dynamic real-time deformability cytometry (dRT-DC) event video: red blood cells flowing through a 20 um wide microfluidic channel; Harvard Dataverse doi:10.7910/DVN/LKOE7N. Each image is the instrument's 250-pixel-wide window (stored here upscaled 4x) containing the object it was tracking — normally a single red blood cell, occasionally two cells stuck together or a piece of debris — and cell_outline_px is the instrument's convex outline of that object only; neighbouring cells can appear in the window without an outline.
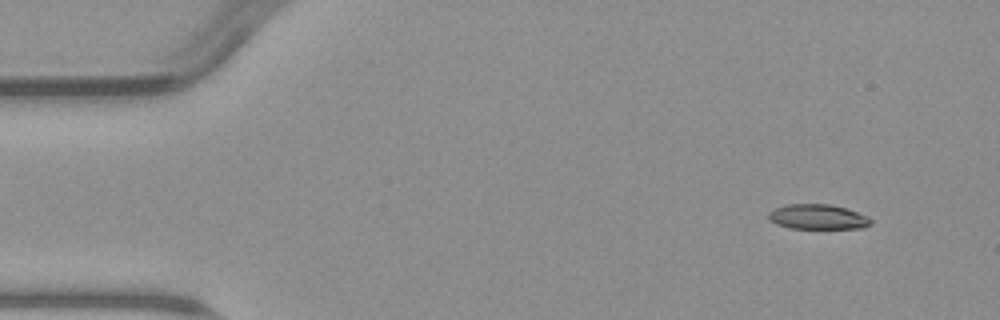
{"species": "common noctule bat (a hibernating species)", "species_latin": "Nyctalus noctula", "temperature_condition": "warm", "stored_images_in_passage": 4, "camera_frame_rate_fps": 3000, "um_per_image_px": 0.085, "animal": {"sex": "male", "body_mass_g": 23.1, "forearm_length_mm": 52.7}, "frame": {"image": 1, "passage_image": 1, "time_ms": 0.0, "image_size_px": [1000, 320], "cell_outline_px": [[872, 224], [864, 228], [788, 228], [776, 224], [768, 220], [768, 212], [776, 208], [788, 204], [828, 204], [844, 208], [868, 216], [872, 220]], "centroid_in_image_um": [69.5, 18.44], "position_along_channel_um": 15.5, "area_um2": 14.85}}
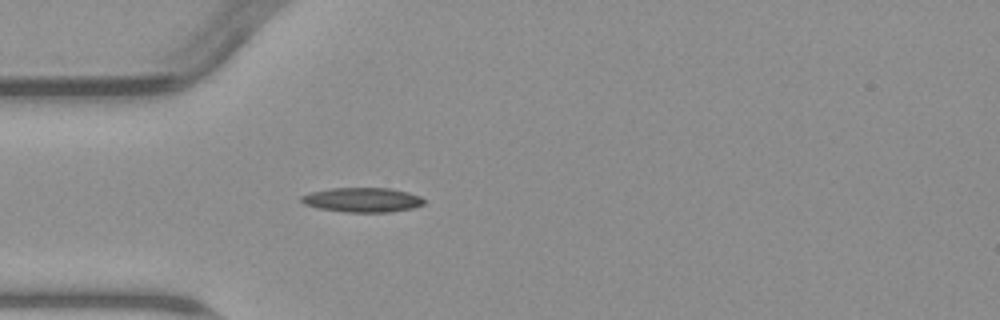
{"frame": {"image": 2, "passage_image": 4, "time_ms": 3.667, "image_size_px": [1000, 320], "cell_outline_px": [[424, 204], [412, 208], [392, 212], [344, 212], [316, 208], [304, 204], [300, 200], [300, 196], [312, 192], [332, 188], [392, 188], [408, 192], [420, 196], [424, 200]], "centroid_in_image_um": [30.8, 16.99], "position_along_channel_um": 54.2, "area_um2": 17.63}}